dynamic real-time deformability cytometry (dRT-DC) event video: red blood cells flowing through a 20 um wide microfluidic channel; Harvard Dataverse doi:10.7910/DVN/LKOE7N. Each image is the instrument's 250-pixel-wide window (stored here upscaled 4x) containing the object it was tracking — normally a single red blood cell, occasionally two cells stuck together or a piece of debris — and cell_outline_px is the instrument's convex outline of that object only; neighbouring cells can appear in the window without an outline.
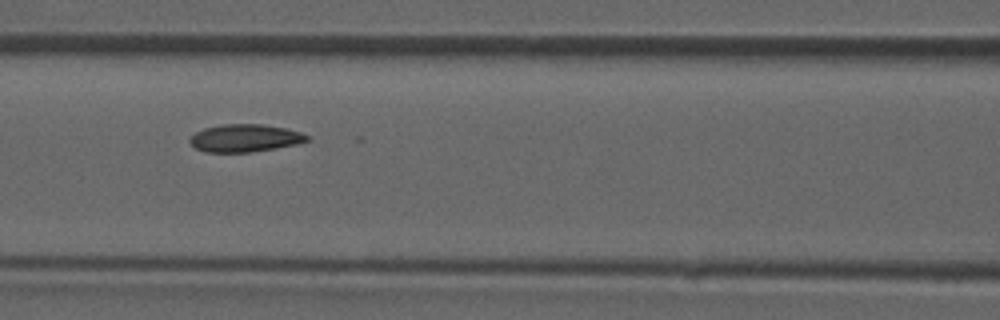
{"species": "common noctule bat (a hibernating species)", "species_latin": "Nyctalus noctula", "temperature_condition": "room temperature", "stored_images_in_passage": 48, "camera_frame_rate_fps": 3000, "um_per_image_px": 0.085, "animal": {"sex": "male", "forearm_length_mm": 52.5}, "frame": {"image": 1, "passage_image": 21, "time_ms": 6.667, "image_size_px": [1000, 320], "cell_outline_px": [[308, 140], [296, 144], [276, 148], [252, 152], [204, 152], [196, 148], [188, 140], [196, 132], [204, 128], [224, 124], [260, 124], [288, 128], [300, 132], [308, 136]], "centroid_in_image_um": [20.81, 11.74], "position_along_channel_um": 145.8, "area_um2": 18.79}}